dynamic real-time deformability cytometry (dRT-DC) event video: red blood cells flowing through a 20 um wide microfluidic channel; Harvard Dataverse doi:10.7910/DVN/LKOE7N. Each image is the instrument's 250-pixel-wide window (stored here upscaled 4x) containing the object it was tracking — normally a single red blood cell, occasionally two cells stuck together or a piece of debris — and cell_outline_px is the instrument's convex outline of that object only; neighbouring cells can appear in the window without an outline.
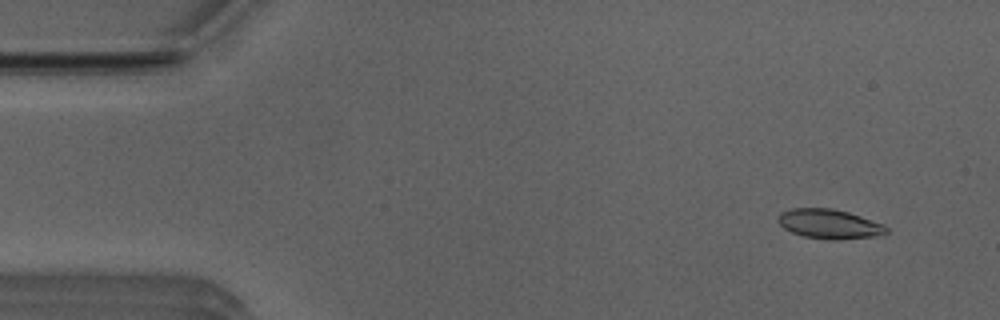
{"species": "Egyptian fruit bat (a non-hibernating species)", "species_latin": "Rousettus aegyptiacus", "temperature_condition": "room temperature", "stored_images_in_passage": 6, "camera_frame_rate_fps": 3000, "um_per_image_px": 0.085, "animal": {"sex": "male"}, "frame": {"image": 1, "passage_image": 4, "time_ms": 1.0, "image_size_px": [1000, 320], "cell_outline_px": [[888, 232], [880, 236], [840, 240], [832, 240], [804, 236], [792, 232], [784, 228], [776, 220], [776, 216], [780, 212], [792, 208], [832, 208], [848, 212], [884, 224], [888, 228]], "centroid_in_image_um": [70.5, 19.04], "position_along_channel_um": 14.5, "area_um2": 18.84}}